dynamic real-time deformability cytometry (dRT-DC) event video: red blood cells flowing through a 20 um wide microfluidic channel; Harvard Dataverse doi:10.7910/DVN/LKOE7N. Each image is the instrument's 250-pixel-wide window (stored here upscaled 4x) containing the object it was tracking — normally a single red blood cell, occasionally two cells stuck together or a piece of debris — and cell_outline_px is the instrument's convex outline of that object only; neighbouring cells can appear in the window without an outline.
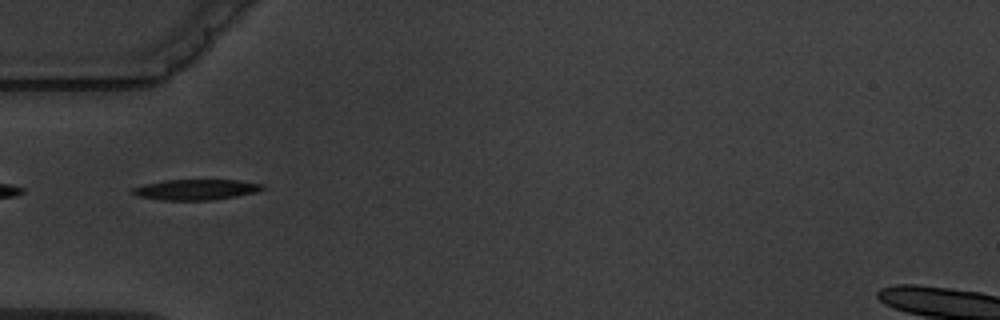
{"species": "common noctule bat (a hibernating species)", "species_latin": "Nyctalus noctula", "temperature_condition": "warm", "stored_images_in_passage": 10, "camera_frame_rate_fps": 3000, "um_per_image_px": 0.085, "animal": {"sex": "male", "body_mass_g": 19.5, "forearm_length_mm": 54.6}, "frame": {"image": 1, "passage_image": 5, "time_ms": 5.333, "image_size_px": [1000, 320], "cell_outline_px": [[264, 188], [256, 192], [236, 196], [212, 200], [164, 200], [136, 196], [132, 192], [132, 188], [144, 184], [164, 180], [240, 180], [264, 184]], "centroid_in_image_um": [16.66, 16.11], "position_along_channel_um": 68.3, "area_um2": 15.55}}